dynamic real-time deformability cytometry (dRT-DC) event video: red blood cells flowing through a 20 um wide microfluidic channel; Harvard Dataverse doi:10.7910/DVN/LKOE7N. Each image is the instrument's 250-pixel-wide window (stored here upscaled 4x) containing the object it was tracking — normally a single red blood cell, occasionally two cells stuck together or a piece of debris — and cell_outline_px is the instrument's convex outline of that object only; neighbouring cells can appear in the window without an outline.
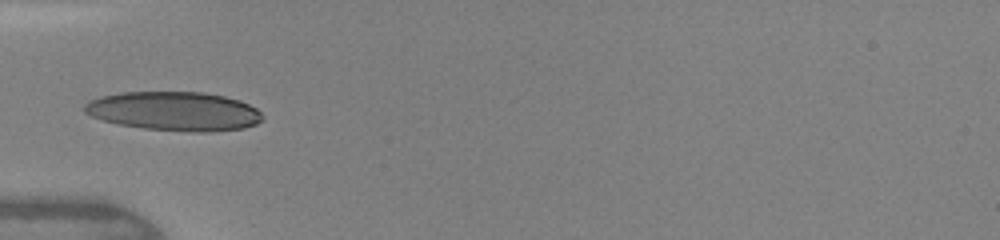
{"species": "human", "species_latin": "Homo sapiens", "temperature_condition": "warm", "stored_images_in_passage": 31, "camera_frame_rate_fps": 3000, "um_per_image_px": 0.085, "donor": {"sex": "female"}, "frame": {"image": 1, "passage_image": 1, "time_ms": 0.0, "image_size_px": [1000, 240], "cell_outline_px": [[264, 120], [256, 124], [244, 128], [208, 132], [192, 132], [144, 128], [120, 124], [104, 120], [92, 116], [84, 112], [84, 104], [88, 100], [100, 96], [120, 92], [204, 92], [224, 96], [240, 100], [256, 108], [264, 116]], "centroid_in_image_um": [14.83, 9.44], "position_along_channel_um": 70.2, "area_um2": 40.63}}
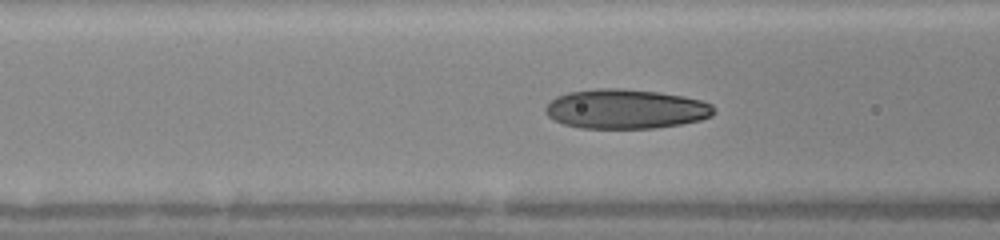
{"frame": {"image": 2, "passage_image": 5, "time_ms": 1.0, "image_size_px": [1000, 240], "cell_outline_px": [[716, 112], [712, 116], [700, 120], [680, 124], [656, 128], [580, 128], [564, 124], [548, 116], [544, 112], [544, 108], [556, 96], [568, 92], [596, 88], [616, 88], [660, 92], [700, 100], [712, 104]], "centroid_in_image_um": [53.18, 9.26], "position_along_channel_um": 113.4, "area_um2": 38.78}}
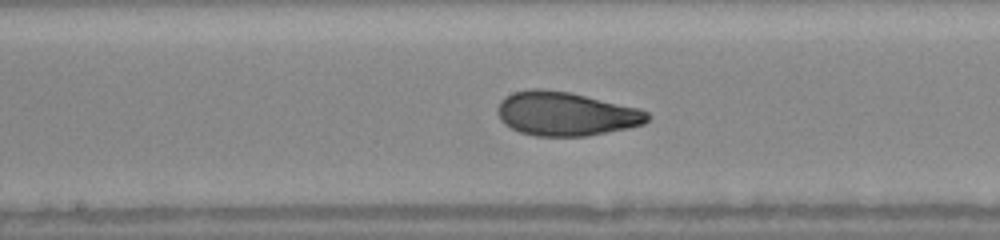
{"frame": {"image": 3, "passage_image": 12, "time_ms": 3.0, "image_size_px": [1000, 240], "cell_outline_px": [[652, 116], [644, 124], [628, 128], [588, 136], [536, 136], [520, 132], [504, 124], [500, 120], [496, 112], [496, 108], [500, 100], [504, 96], [512, 92], [532, 88], [540, 88], [568, 92], [640, 108], [648, 112]], "centroid_in_image_um": [48.07, 9.67], "position_along_channel_um": 200.1, "area_um2": 38.67}}